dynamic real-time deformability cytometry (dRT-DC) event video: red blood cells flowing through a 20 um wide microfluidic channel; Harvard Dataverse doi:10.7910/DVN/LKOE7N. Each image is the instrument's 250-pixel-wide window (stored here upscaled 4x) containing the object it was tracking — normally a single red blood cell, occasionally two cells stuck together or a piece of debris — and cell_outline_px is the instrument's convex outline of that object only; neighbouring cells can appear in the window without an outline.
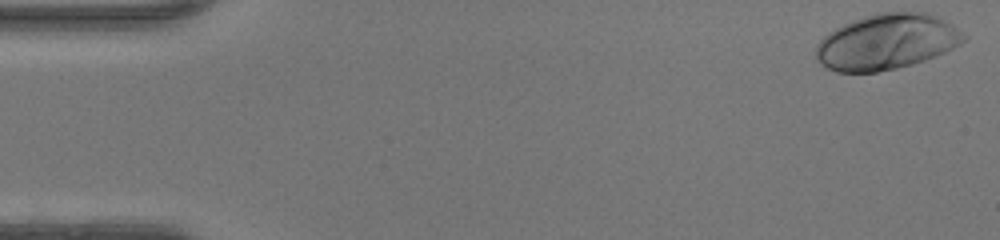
{"species": "human", "species_latin": "Homo sapiens", "temperature_condition": "warm", "stored_images_in_passage": 47, "camera_frame_rate_fps": 3000, "um_per_image_px": 0.085, "donor": {"sex": "female"}, "frame": {"image": 1, "passage_image": 1, "time_ms": 0.0, "image_size_px": [1000, 240], "cell_outline_px": [[968, 36], [960, 44], [936, 56], [912, 64], [896, 68], [876, 72], [836, 72], [820, 64], [816, 60], [816, 44], [828, 32], [852, 20], [880, 12], [928, 12], [952, 24]], "centroid_in_image_um": [75.36, 3.55], "position_along_channel_um": 9.6, "area_um2": 47.8}}
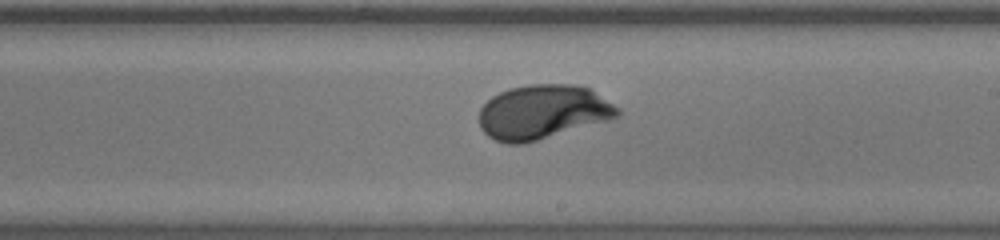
{"frame": {"image": 2, "passage_image": 27, "time_ms": 8.667, "image_size_px": [1000, 240], "cell_outline_px": [[620, 116], [608, 120], [524, 144], [508, 144], [496, 140], [488, 136], [480, 128], [480, 108], [492, 96], [500, 92], [512, 88], [528, 84], [572, 84], [588, 88], [620, 108]], "centroid_in_image_um": [46.13, 9.52], "position_along_channel_um": 242.9, "area_um2": 43.58}}
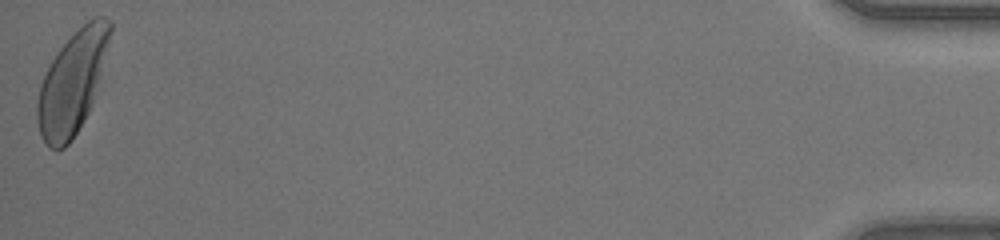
{"frame": {"image": 3, "passage_image": 47, "time_ms": 15.333, "image_size_px": [1000, 240], "cell_outline_px": [[112, 32], [92, 100], [88, 112], [72, 140], [64, 148], [48, 148], [40, 136], [36, 116], [36, 104], [40, 84], [56, 52], [88, 20], [96, 16], [104, 16], [112, 24]], "centroid_in_image_um": [6.11, 7.05], "position_along_channel_um": 429.1, "area_um2": 42.43}, "authors_computed_cell_mechanics": {"area_um2": 42.8298, "velocity_mm_per_s": 4.3124, "shape_relaxation_time_tau1_ms": 2.5822, "shape_relaxation_time_tau2_ms": null, "deformation_change_tau1": 0.1929, "deformation_change_tau2": null}}